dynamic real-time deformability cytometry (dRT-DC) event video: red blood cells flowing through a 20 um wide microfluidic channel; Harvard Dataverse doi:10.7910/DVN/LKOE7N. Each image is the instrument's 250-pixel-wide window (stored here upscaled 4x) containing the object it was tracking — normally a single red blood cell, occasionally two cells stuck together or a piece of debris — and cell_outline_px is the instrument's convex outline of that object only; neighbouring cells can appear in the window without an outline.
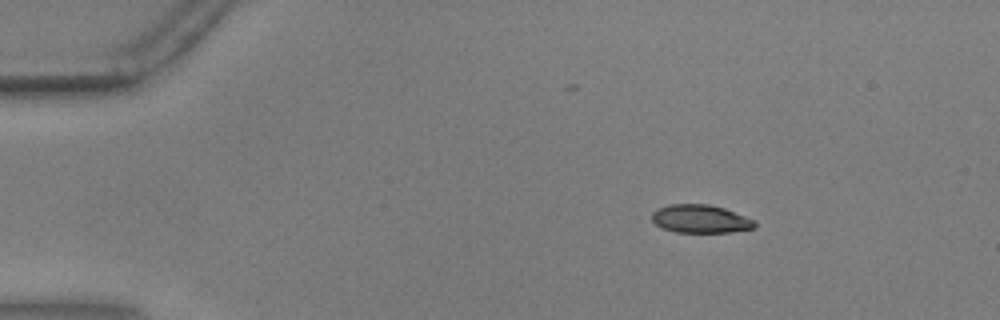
{"species": "common noctule bat (a hibernating species)", "species_latin": "Nyctalus noctula", "temperature_condition": "warm", "stored_images_in_passage": 22, "camera_frame_rate_fps": 3000, "um_per_image_px": 0.085, "animal": {"sex": "male", "body_mass_g": 17.9, "forearm_length_mm": 54.2}, "frame": {"image": 1, "passage_image": 10, "time_ms": 3.0, "image_size_px": [1000, 320], "cell_outline_px": [[756, 224], [752, 228], [724, 232], [680, 232], [664, 228], [656, 224], [652, 220], [652, 216], [660, 208], [676, 204], [700, 204], [720, 208], [732, 212], [752, 220]], "centroid_in_image_um": [59.5, 18.62], "position_along_channel_um": 25.5, "area_um2": 15.84}}
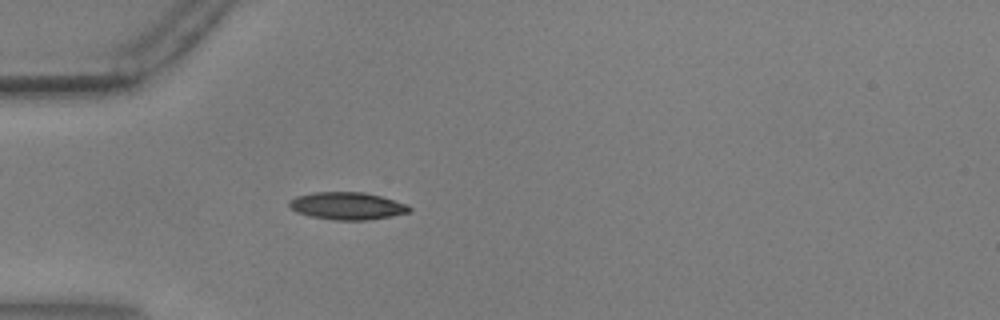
{"frame": {"image": 2, "passage_image": 18, "time_ms": 5.667, "image_size_px": [1000, 320], "cell_outline_px": [[408, 212], [384, 216], [352, 220], [316, 216], [300, 212], [292, 208], [292, 200], [300, 196], [324, 192], [356, 192], [376, 196], [392, 200], [408, 208]], "centroid_in_image_um": [29.48, 17.48], "position_along_channel_um": 55.5, "area_um2": 17.11}}